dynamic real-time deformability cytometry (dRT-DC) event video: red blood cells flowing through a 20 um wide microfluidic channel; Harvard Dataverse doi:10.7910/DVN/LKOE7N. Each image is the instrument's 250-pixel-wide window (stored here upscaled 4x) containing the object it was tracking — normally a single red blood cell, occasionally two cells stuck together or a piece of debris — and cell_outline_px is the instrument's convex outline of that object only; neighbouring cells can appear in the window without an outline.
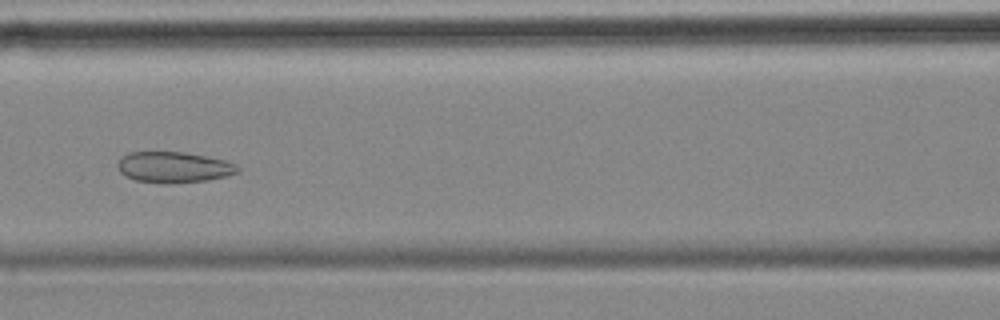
{"species": "common noctule bat (a hibernating species)", "species_latin": "Nyctalus noctula", "temperature_condition": "cold", "stored_images_in_passage": 8, "camera_frame_rate_fps": 3000, "um_per_image_px": 0.085, "animal": {"sex": "female", "body_mass_g": 18.4}, "frame": {"image": 1, "passage_image": 8, "time_ms": 8.0, "image_size_px": [1000, 320], "cell_outline_px": [[240, 172], [208, 180], [168, 184], [164, 184], [136, 180], [124, 176], [120, 172], [116, 164], [120, 156], [128, 152], [184, 152], [208, 156], [224, 160], [236, 164], [240, 168]], "centroid_in_image_um": [14.74, 14.21], "position_along_channel_um": 151.9, "area_um2": 21.91}}